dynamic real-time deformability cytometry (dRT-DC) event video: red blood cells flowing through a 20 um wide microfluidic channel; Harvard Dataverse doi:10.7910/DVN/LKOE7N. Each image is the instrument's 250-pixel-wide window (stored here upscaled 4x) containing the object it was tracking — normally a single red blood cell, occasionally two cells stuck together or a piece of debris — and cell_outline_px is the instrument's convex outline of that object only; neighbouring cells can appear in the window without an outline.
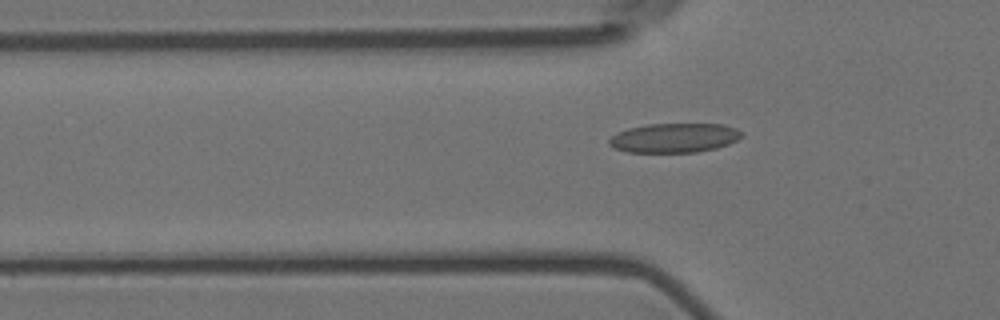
{"species": "Egyptian fruit bat (a non-hibernating species)", "species_latin": "Rousettus aegyptiacus", "temperature_condition": "room temperature", "stored_images_in_passage": 47, "camera_frame_rate_fps": 3000, "um_per_image_px": 0.085, "animal": {"sex": "female"}, "frame": {"image": 1, "passage_image": 16, "time_ms": 5.0, "image_size_px": [1000, 320], "cell_outline_px": [[740, 136], [736, 140], [728, 144], [716, 148], [696, 152], [628, 152], [616, 148], [608, 144], [608, 140], [616, 132], [628, 128], [648, 124], [724, 124], [736, 128], [740, 132]], "centroid_in_image_um": [57.28, 11.71], "position_along_channel_um": 68.5, "area_um2": 22.54}}
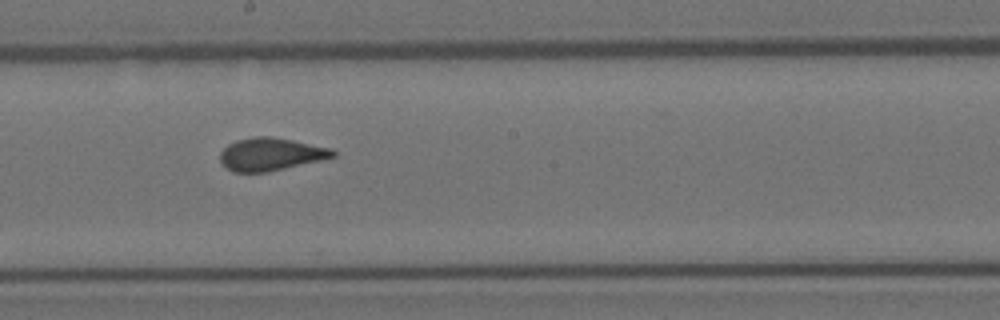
{"frame": {"image": 2, "passage_image": 29, "time_ms": 9.333, "image_size_px": [1000, 320], "cell_outline_px": [[336, 156], [320, 160], [268, 172], [232, 172], [220, 160], [220, 152], [228, 144], [236, 140], [256, 136], [272, 136], [332, 148], [336, 152]], "centroid_in_image_um": [23.01, 13.1], "position_along_channel_um": 225.2, "area_um2": 21.44}}
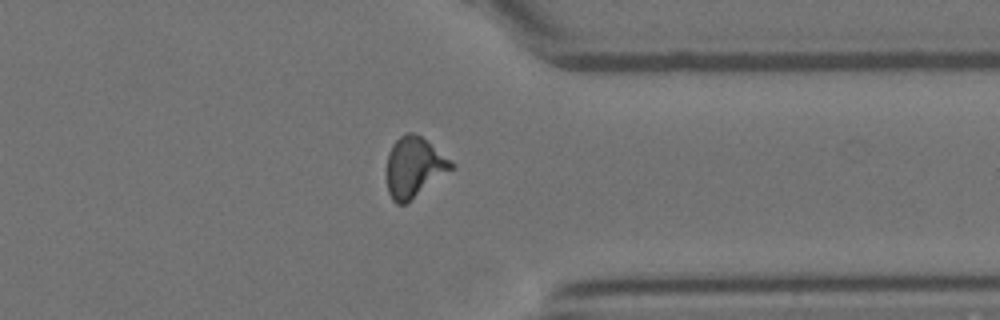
{"frame": {"image": 3, "passage_image": 42, "time_ms": 13.667, "image_size_px": [1000, 320], "cell_outline_px": [[456, 164], [452, 168], [404, 204], [396, 204], [392, 200], [388, 192], [388, 152], [392, 144], [400, 136], [408, 132], [412, 132], [420, 136], [452, 160]], "centroid_in_image_um": [35.18, 14.18], "position_along_channel_um": 376.2, "area_um2": 22.02}}